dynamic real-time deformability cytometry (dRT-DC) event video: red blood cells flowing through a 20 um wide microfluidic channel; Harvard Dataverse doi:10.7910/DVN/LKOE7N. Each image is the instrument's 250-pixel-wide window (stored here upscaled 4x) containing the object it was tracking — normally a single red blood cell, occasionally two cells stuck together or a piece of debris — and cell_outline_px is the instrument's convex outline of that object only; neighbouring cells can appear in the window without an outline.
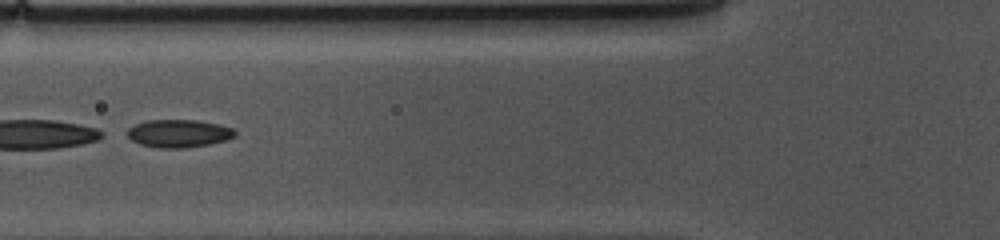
{"species": "common noctule bat (a hibernating species)", "species_latin": "Nyctalus noctula", "temperature_condition": "cold", "stored_images_in_passage": 52, "segment_of_instrument_passage": [2, 2], "camera_frame_rate_fps": 3000, "um_per_image_px": 0.085, "animal": {"sex": "female", "body_mass_g": 10.0, "forearm_length_mm": 53.1}, "frame": {"image": 1, "passage_image": 18, "time_ms": 5.667, "image_size_px": [1000, 240], "cell_outline_px": [[236, 136], [228, 140], [208, 144], [184, 148], [160, 148], [140, 144], [132, 140], [128, 136], [128, 128], [144, 120], [196, 120], [220, 124], [232, 128], [236, 132]], "centroid_in_image_um": [15.22, 11.34], "position_along_channel_um": 110.6, "area_um2": 17.51}}